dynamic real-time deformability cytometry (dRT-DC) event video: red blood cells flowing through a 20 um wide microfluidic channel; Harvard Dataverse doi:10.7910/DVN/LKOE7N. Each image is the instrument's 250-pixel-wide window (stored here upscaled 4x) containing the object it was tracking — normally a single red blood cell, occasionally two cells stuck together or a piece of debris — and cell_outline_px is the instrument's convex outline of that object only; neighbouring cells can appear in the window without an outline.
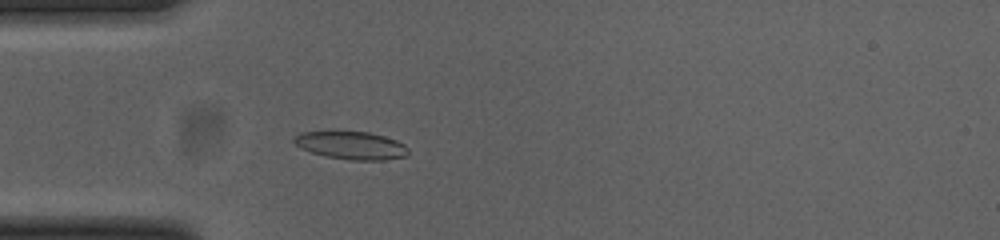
{"species": "common noctule bat (a hibernating species)", "species_latin": "Nyctalus noctula", "temperature_condition": "cold", "stored_images_in_passage": 49, "camera_frame_rate_fps": 3000, "um_per_image_px": 0.085, "animal": {"sex": "female", "body_mass_g": 23.0, "forearm_length_mm": 53.4}, "frame": {"image": 1, "passage_image": 12, "time_ms": 3.667, "image_size_px": [1000, 240], "cell_outline_px": [[408, 156], [384, 160], [352, 160], [324, 156], [312, 152], [296, 144], [292, 140], [300, 132], [332, 128], [368, 132], [384, 136], [396, 140], [404, 144], [408, 148]], "centroid_in_image_um": [29.83, 12.3], "position_along_channel_um": 55.2, "area_um2": 19.31}}
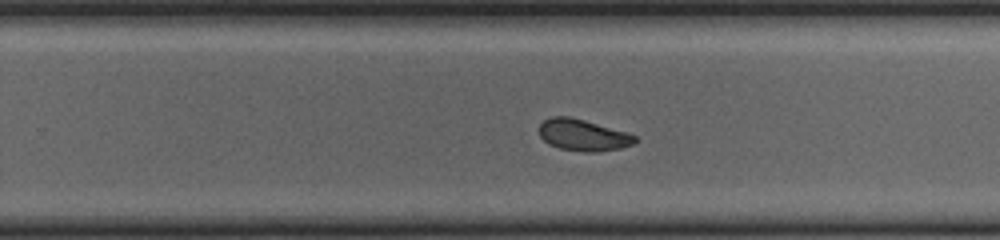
{"frame": {"image": 2, "passage_image": 30, "time_ms": 9.667, "image_size_px": [1000, 240], "cell_outline_px": [[636, 144], [620, 148], [596, 152], [584, 152], [560, 148], [548, 144], [540, 136], [540, 124], [544, 120], [552, 116], [568, 116], [584, 120], [628, 132], [636, 136]], "centroid_in_image_um": [49.58, 11.48], "position_along_channel_um": 280.2, "area_um2": 17.63}}
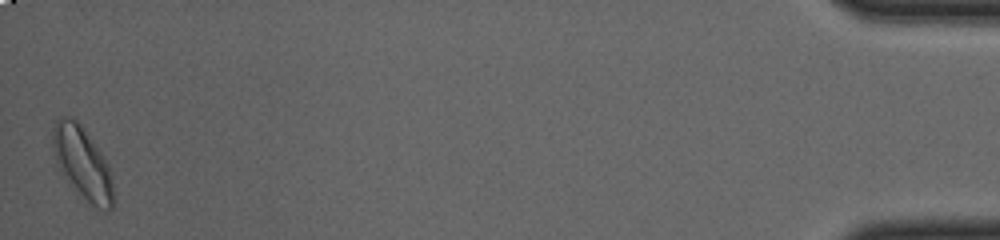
{"frame": {"image": 3, "passage_image": 49, "time_ms": 16.0, "image_size_px": [1000, 240], "cell_outline_px": [[112, 208], [108, 212], [104, 212], [92, 204], [68, 184], [56, 160], [52, 148], [52, 128], [56, 120], [60, 116], [68, 116], [76, 120], [80, 124], [100, 148], [108, 164], [112, 184]], "centroid_in_image_um": [6.99, 13.82], "position_along_channel_um": 428.2, "area_um2": 25.49}, "authors_computed_cell_mechanics": {"area_um2": 18.3226, "velocity_mm_per_s": 3.8452, "shape_relaxation_time_tau1_ms": null, "shape_relaxation_time_tau2_ms": 1.9514, "deformation_change_tau1": null, "deformation_change_tau2": 0.0648}}